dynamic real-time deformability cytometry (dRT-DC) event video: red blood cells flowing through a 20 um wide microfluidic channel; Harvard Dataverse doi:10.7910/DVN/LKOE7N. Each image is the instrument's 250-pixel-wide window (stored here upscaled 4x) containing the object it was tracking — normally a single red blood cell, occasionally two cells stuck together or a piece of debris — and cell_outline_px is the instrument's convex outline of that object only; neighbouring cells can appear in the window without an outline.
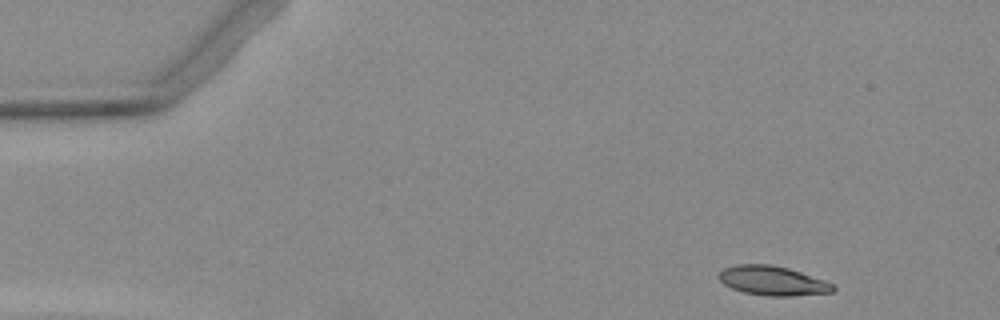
{"species": "Egyptian fruit bat (a non-hibernating species)", "species_latin": "Rousettus aegyptiacus", "temperature_condition": "warm", "stored_images_in_passage": 3, "camera_frame_rate_fps": 3000, "um_per_image_px": 0.085, "animal": {"sex": "female"}, "frame": {"image": 1, "passage_image": 1, "time_ms": 0.0, "image_size_px": [1000, 320], "cell_outline_px": [[836, 288], [832, 292], [792, 296], [768, 296], [744, 292], [732, 288], [724, 284], [716, 276], [724, 268], [736, 264], [772, 264], [788, 268], [824, 280], [832, 284]], "centroid_in_image_um": [65.65, 23.86], "position_along_channel_um": 19.4, "area_um2": 19.48}}